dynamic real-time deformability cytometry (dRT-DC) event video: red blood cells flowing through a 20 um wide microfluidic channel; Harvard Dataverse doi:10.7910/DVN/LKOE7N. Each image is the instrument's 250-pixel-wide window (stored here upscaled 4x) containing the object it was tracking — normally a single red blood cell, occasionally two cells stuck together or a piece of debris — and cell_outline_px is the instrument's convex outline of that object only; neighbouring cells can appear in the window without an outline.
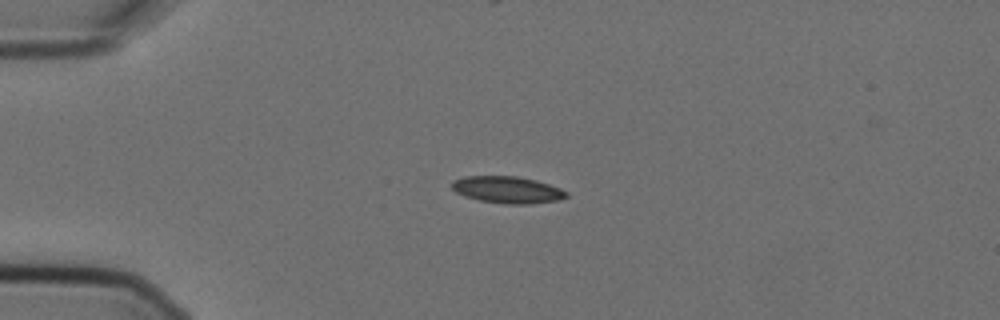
{"species": "Egyptian fruit bat (a non-hibernating species)", "species_latin": "Rousettus aegyptiacus", "temperature_condition": "cold", "stored_images_in_passage": 4, "camera_frame_rate_fps": 3000, "um_per_image_px": 0.085, "animal": {"sex": "female"}, "frame": {"image": 1, "passage_image": 3, "time_ms": 0.667, "image_size_px": [1000, 320], "cell_outline_px": [[568, 196], [560, 200], [528, 204], [504, 204], [480, 200], [464, 196], [456, 192], [452, 188], [452, 180], [464, 176], [516, 176], [536, 180], [560, 188], [568, 192]], "centroid_in_image_um": [43.13, 16.13], "position_along_channel_um": 41.9, "area_um2": 17.98}}